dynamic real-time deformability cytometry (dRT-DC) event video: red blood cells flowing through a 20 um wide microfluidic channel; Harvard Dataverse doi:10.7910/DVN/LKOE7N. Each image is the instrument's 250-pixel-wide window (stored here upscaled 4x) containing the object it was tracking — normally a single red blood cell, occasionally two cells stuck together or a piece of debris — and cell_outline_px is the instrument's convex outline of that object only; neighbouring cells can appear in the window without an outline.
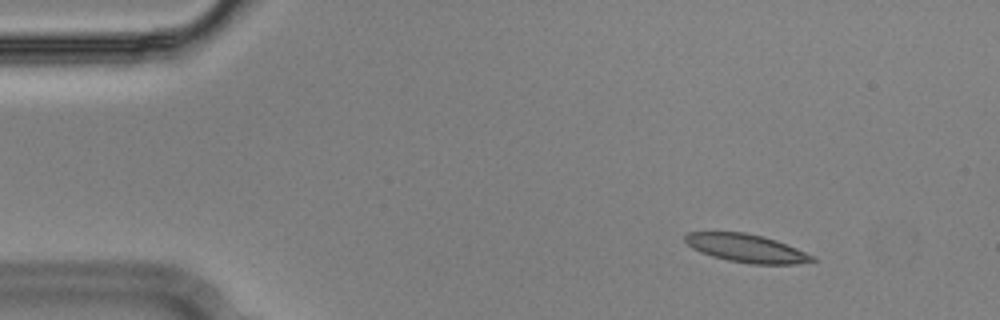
{"species": "Egyptian fruit bat (a non-hibernating species)", "species_latin": "Rousettus aegyptiacus", "temperature_condition": "cold", "stored_images_in_passage": 51, "camera_frame_rate_fps": 3000, "um_per_image_px": 0.085, "animal": {"sex": "male"}, "frame": {"image": 1, "passage_image": 3, "time_ms": 0.667, "image_size_px": [1000, 320], "cell_outline_px": [[816, 260], [796, 264], [752, 264], [728, 260], [712, 256], [700, 252], [692, 248], [684, 240], [684, 236], [688, 232], [744, 232], [764, 236], [776, 240], [816, 256]], "centroid_in_image_um": [63.45, 21.1], "position_along_channel_um": 21.6, "area_um2": 20.87}}
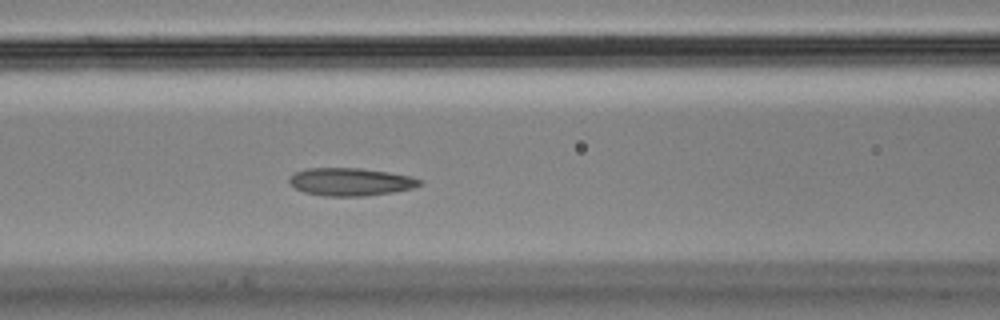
{"frame": {"image": 2, "passage_image": 19, "time_ms": 6.0, "image_size_px": [1000, 320], "cell_outline_px": [[424, 184], [412, 188], [392, 192], [364, 196], [324, 196], [304, 192], [296, 188], [288, 180], [288, 176], [296, 172], [308, 168], [360, 168], [388, 172], [412, 176], [424, 180]], "centroid_in_image_um": [29.83, 15.45], "position_along_channel_um": 136.8, "area_um2": 21.21}}
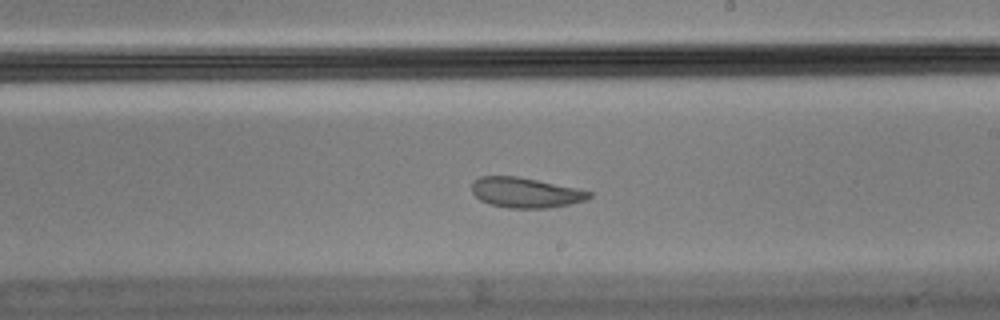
{"frame": {"image": 3, "passage_image": 28, "time_ms": 9.0, "image_size_px": [1000, 320], "cell_outline_px": [[592, 196], [588, 200], [548, 208], [508, 208], [488, 204], [480, 200], [472, 192], [472, 180], [480, 176], [516, 176], [576, 188], [592, 192]], "centroid_in_image_um": [44.64, 16.37], "position_along_channel_um": 244.4, "area_um2": 20.63}, "authors_computed_cell_mechanics": {"area_um2": 21.6172, "velocity_mm_per_s": 3.5913, "shape_relaxation_time_tau1_ms": null, "shape_relaxation_time_tau2_ms": 1.2791, "deformation_change_tau1": null, "deformation_change_tau2": 0.0725}}